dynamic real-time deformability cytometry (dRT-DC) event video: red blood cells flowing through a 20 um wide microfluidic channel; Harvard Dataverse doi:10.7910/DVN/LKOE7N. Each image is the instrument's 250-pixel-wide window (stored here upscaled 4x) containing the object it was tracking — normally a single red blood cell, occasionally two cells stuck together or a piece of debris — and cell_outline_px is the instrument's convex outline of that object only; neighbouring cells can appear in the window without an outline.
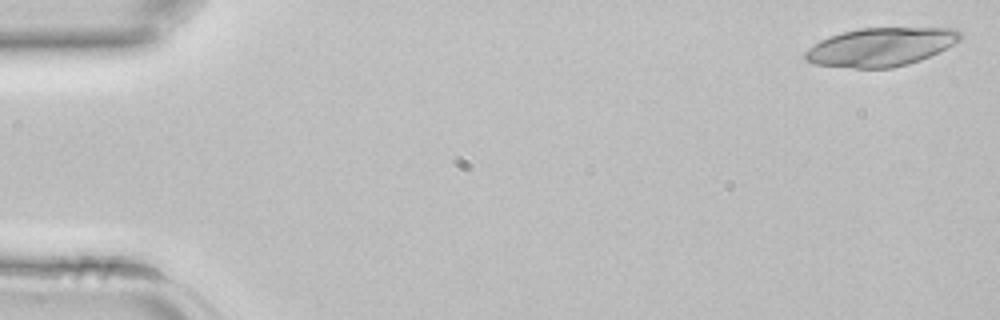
{"species": "common noctule bat (a hibernating species)", "species_latin": "Nyctalus noctula", "temperature_condition": "room temperature", "stored_images_in_passage": 8, "camera_frame_rate_fps": 3000, "um_per_image_px": 0.085, "animal": {"sex": "female", "body_mass_g": 22.7, "forearm_length_mm": 54.2}, "frame": {"image": 1, "passage_image": 1, "time_ms": 0.0, "image_size_px": [1000, 320], "cell_outline_px": [[964, 36], [960, 40], [920, 60], [908, 64], [892, 68], [856, 68], [816, 64], [804, 60], [804, 52], [808, 48], [820, 40], [844, 32], [860, 28], [956, 28]], "centroid_in_image_um": [74.85, 3.99], "position_along_channel_um": 10.1, "area_um2": 34.45}}